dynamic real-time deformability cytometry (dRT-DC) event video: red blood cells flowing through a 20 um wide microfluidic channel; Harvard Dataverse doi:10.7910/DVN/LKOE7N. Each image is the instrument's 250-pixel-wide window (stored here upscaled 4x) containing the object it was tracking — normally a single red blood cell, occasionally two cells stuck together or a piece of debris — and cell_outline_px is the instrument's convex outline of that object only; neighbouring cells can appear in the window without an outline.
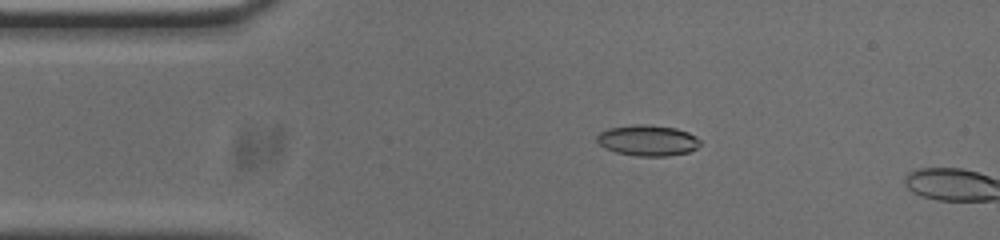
{"species": "common noctule bat (a hibernating species)", "species_latin": "Nyctalus noctula", "temperature_condition": "cold", "stored_images_in_passage": 8, "camera_frame_rate_fps": 3000, "um_per_image_px": 0.085, "animal": {"sex": "male", "body_mass_g": 20.0, "forearm_length_mm": 53.3}, "frame": {"image": 1, "passage_image": 6, "time_ms": 1.667, "image_size_px": [1000, 240], "cell_outline_px": [[700, 144], [696, 148], [688, 152], [668, 156], [636, 156], [616, 152], [604, 148], [596, 140], [596, 136], [600, 132], [608, 128], [632, 124], [644, 124], [676, 128], [688, 132], [696, 136], [700, 140]], "centroid_in_image_um": [55.04, 11.93], "position_along_channel_um": 30.0, "area_um2": 18.67}}